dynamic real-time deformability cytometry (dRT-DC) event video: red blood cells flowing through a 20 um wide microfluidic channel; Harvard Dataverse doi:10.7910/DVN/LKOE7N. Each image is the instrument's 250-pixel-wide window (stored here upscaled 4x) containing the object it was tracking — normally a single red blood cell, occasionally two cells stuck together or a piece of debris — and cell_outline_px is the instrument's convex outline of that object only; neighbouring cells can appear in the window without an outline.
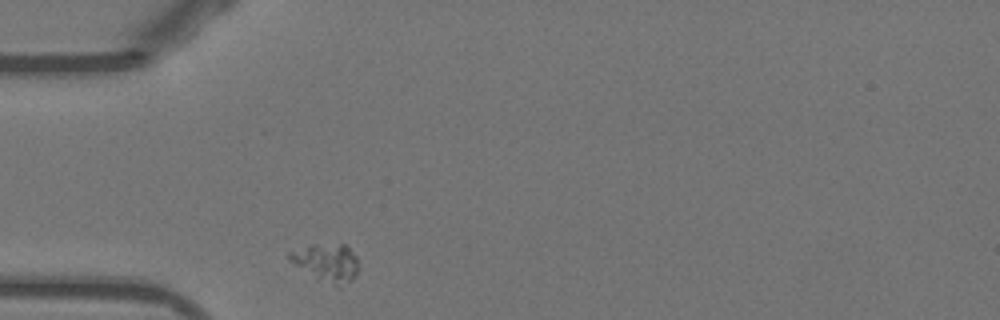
{"species": "Egyptian fruit bat (a non-hibernating species)", "species_latin": "Rousettus aegyptiacus", "temperature_condition": "warm", "stored_images_in_passage": 29, "camera_frame_rate_fps": 3000, "um_per_image_px": 0.085, "animal": {"sex": "female"}, "frame": {"image": 1, "passage_image": 1, "time_ms": 0.0, "image_size_px": [1000, 320], "cell_outline_px": [[356, 272], [352, 280], [340, 288], [316, 280], [288, 260], [288, 252], [312, 244], [344, 244], [356, 256]], "centroid_in_image_um": [27.72, 22.35], "position_along_channel_um": 57.3, "area_um2": 15.37}}
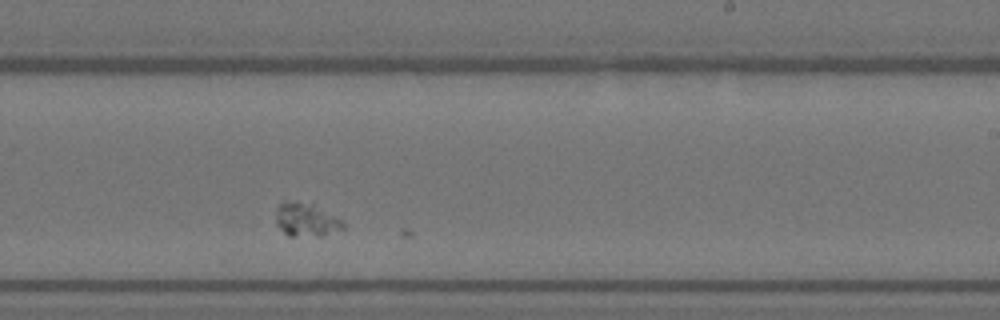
{"frame": {"image": 2, "passage_image": 19, "time_ms": 6.0, "image_size_px": [1000, 320], "cell_outline_px": [[344, 228], [320, 236], [288, 236], [276, 224], [276, 208], [284, 200], [288, 200], [312, 204], [340, 220], [344, 224]], "centroid_in_image_um": [25.95, 18.68], "position_along_channel_um": 263.0, "area_um2": 12.83}}
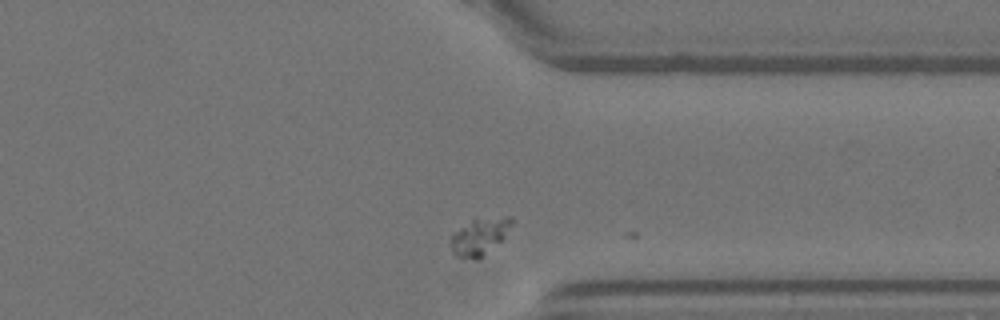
{"frame": {"image": 3, "passage_image": 28, "time_ms": 9.0, "image_size_px": [1000, 320], "cell_outline_px": [[512, 224], [504, 236], [500, 240], [476, 260], [456, 256], [452, 252], [452, 232], [472, 220], [508, 216], [512, 220]], "centroid_in_image_um": [40.72, 20.1], "position_along_channel_um": 370.7, "area_um2": 12.48}}